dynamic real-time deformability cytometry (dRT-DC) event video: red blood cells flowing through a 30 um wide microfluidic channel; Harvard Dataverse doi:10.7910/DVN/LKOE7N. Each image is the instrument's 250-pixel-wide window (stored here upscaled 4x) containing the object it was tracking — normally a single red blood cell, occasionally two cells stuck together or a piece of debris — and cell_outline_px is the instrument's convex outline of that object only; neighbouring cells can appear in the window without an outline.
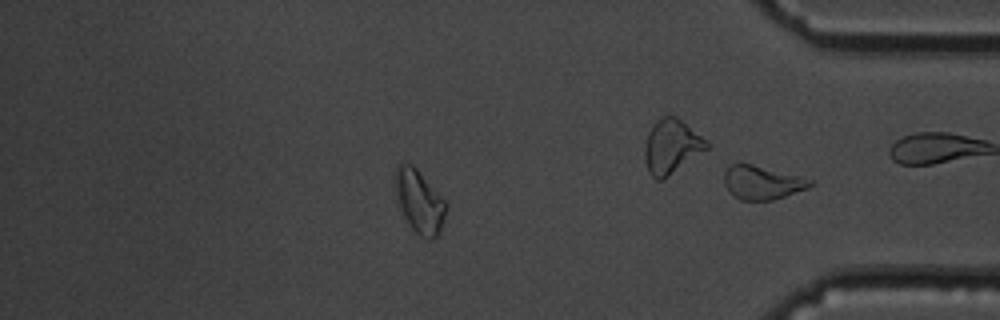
{"species": "common noctule bat (a hibernating species)", "species_latin": "Nyctalus noctula", "temperature_condition": "cold", "stored_images_in_passage": 40, "camera_frame_rate_fps": 3000, "um_per_image_px": 0.085, "animal": {"sex": "male", "body_mass_g": 19.5, "forearm_length_mm": 54.6}, "frame": {"image": 1, "passage_image": 40, "time_ms": 13.0, "image_size_px": [1000, 320], "cell_outline_px": [[816, 184], [808, 188], [772, 200], [740, 200], [732, 196], [728, 192], [724, 184], [724, 172], [728, 164], [752, 164], [816, 180]], "centroid_in_image_um": [64.78, 15.52], "position_along_channel_um": 370.4, "area_um2": 17.11}, "authors_computed_cell_mechanics": {"area_um2": 16.9643, "velocity_mm_per_s": 3.5924, "shape_relaxation_time_tau1_ms": 8.2571, "shape_relaxation_time_tau2_ms": 5.6984, "deformation_change_tau1": 0.2152, "deformation_change_tau2": 0.1237}}